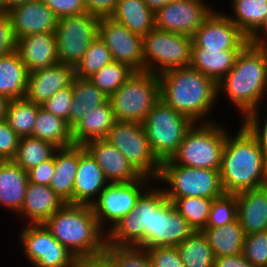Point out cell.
<instances>
[{
  "mask_svg": "<svg viewBox=\"0 0 267 267\" xmlns=\"http://www.w3.org/2000/svg\"><path fill=\"white\" fill-rule=\"evenodd\" d=\"M156 183L139 196L133 210L106 234V245L177 246L195 231L167 199L160 183Z\"/></svg>",
  "mask_w": 267,
  "mask_h": 267,
  "instance_id": "cell-1",
  "label": "cell"
},
{
  "mask_svg": "<svg viewBox=\"0 0 267 267\" xmlns=\"http://www.w3.org/2000/svg\"><path fill=\"white\" fill-rule=\"evenodd\" d=\"M239 125L235 134L227 132L222 155L220 179L227 194L267 186V162L262 148L249 130L242 123Z\"/></svg>",
  "mask_w": 267,
  "mask_h": 267,
  "instance_id": "cell-2",
  "label": "cell"
},
{
  "mask_svg": "<svg viewBox=\"0 0 267 267\" xmlns=\"http://www.w3.org/2000/svg\"><path fill=\"white\" fill-rule=\"evenodd\" d=\"M160 98L194 123L213 122L211 113L217 101V84L191 67L161 73ZM207 118V119H206Z\"/></svg>",
  "mask_w": 267,
  "mask_h": 267,
  "instance_id": "cell-3",
  "label": "cell"
},
{
  "mask_svg": "<svg viewBox=\"0 0 267 267\" xmlns=\"http://www.w3.org/2000/svg\"><path fill=\"white\" fill-rule=\"evenodd\" d=\"M243 119L267 99L265 54L249 43L237 55L234 67L217 83V99L224 94Z\"/></svg>",
  "mask_w": 267,
  "mask_h": 267,
  "instance_id": "cell-4",
  "label": "cell"
},
{
  "mask_svg": "<svg viewBox=\"0 0 267 267\" xmlns=\"http://www.w3.org/2000/svg\"><path fill=\"white\" fill-rule=\"evenodd\" d=\"M43 225L76 258L104 253L106 233L99 227L90 205L66 203Z\"/></svg>",
  "mask_w": 267,
  "mask_h": 267,
  "instance_id": "cell-5",
  "label": "cell"
},
{
  "mask_svg": "<svg viewBox=\"0 0 267 267\" xmlns=\"http://www.w3.org/2000/svg\"><path fill=\"white\" fill-rule=\"evenodd\" d=\"M218 121L194 123L185 133L173 164L220 170L228 127Z\"/></svg>",
  "mask_w": 267,
  "mask_h": 267,
  "instance_id": "cell-6",
  "label": "cell"
},
{
  "mask_svg": "<svg viewBox=\"0 0 267 267\" xmlns=\"http://www.w3.org/2000/svg\"><path fill=\"white\" fill-rule=\"evenodd\" d=\"M155 182L164 183L161 186L167 198L215 199L224 194L220 170L185 167L173 164L170 160L161 162L160 173Z\"/></svg>",
  "mask_w": 267,
  "mask_h": 267,
  "instance_id": "cell-7",
  "label": "cell"
},
{
  "mask_svg": "<svg viewBox=\"0 0 267 267\" xmlns=\"http://www.w3.org/2000/svg\"><path fill=\"white\" fill-rule=\"evenodd\" d=\"M108 99L116 120L142 123L161 99L159 76L135 72Z\"/></svg>",
  "mask_w": 267,
  "mask_h": 267,
  "instance_id": "cell-8",
  "label": "cell"
},
{
  "mask_svg": "<svg viewBox=\"0 0 267 267\" xmlns=\"http://www.w3.org/2000/svg\"><path fill=\"white\" fill-rule=\"evenodd\" d=\"M194 124L187 116L175 111L160 99L142 122L150 147L163 162L177 152L187 130Z\"/></svg>",
  "mask_w": 267,
  "mask_h": 267,
  "instance_id": "cell-9",
  "label": "cell"
},
{
  "mask_svg": "<svg viewBox=\"0 0 267 267\" xmlns=\"http://www.w3.org/2000/svg\"><path fill=\"white\" fill-rule=\"evenodd\" d=\"M144 72L190 67L192 37L154 28L143 36Z\"/></svg>",
  "mask_w": 267,
  "mask_h": 267,
  "instance_id": "cell-10",
  "label": "cell"
},
{
  "mask_svg": "<svg viewBox=\"0 0 267 267\" xmlns=\"http://www.w3.org/2000/svg\"><path fill=\"white\" fill-rule=\"evenodd\" d=\"M105 139L120 151L141 176L156 181L161 162L153 154L142 123L116 120Z\"/></svg>",
  "mask_w": 267,
  "mask_h": 267,
  "instance_id": "cell-11",
  "label": "cell"
},
{
  "mask_svg": "<svg viewBox=\"0 0 267 267\" xmlns=\"http://www.w3.org/2000/svg\"><path fill=\"white\" fill-rule=\"evenodd\" d=\"M151 182L155 181L141 176L128 183H109L91 205L99 227L107 234L120 219L133 210L139 196Z\"/></svg>",
  "mask_w": 267,
  "mask_h": 267,
  "instance_id": "cell-12",
  "label": "cell"
},
{
  "mask_svg": "<svg viewBox=\"0 0 267 267\" xmlns=\"http://www.w3.org/2000/svg\"><path fill=\"white\" fill-rule=\"evenodd\" d=\"M99 21L90 13L58 19L55 36L59 63L75 67L80 62L99 34Z\"/></svg>",
  "mask_w": 267,
  "mask_h": 267,
  "instance_id": "cell-13",
  "label": "cell"
},
{
  "mask_svg": "<svg viewBox=\"0 0 267 267\" xmlns=\"http://www.w3.org/2000/svg\"><path fill=\"white\" fill-rule=\"evenodd\" d=\"M21 227L18 235L19 248H22V254L31 266L73 267L76 257L43 224H24Z\"/></svg>",
  "mask_w": 267,
  "mask_h": 267,
  "instance_id": "cell-14",
  "label": "cell"
},
{
  "mask_svg": "<svg viewBox=\"0 0 267 267\" xmlns=\"http://www.w3.org/2000/svg\"><path fill=\"white\" fill-rule=\"evenodd\" d=\"M214 9L204 0H172L155 13V28L192 37Z\"/></svg>",
  "mask_w": 267,
  "mask_h": 267,
  "instance_id": "cell-15",
  "label": "cell"
},
{
  "mask_svg": "<svg viewBox=\"0 0 267 267\" xmlns=\"http://www.w3.org/2000/svg\"><path fill=\"white\" fill-rule=\"evenodd\" d=\"M98 35L111 51L114 61L127 64L136 72H144L142 36L112 18L100 19Z\"/></svg>",
  "mask_w": 267,
  "mask_h": 267,
  "instance_id": "cell-16",
  "label": "cell"
},
{
  "mask_svg": "<svg viewBox=\"0 0 267 267\" xmlns=\"http://www.w3.org/2000/svg\"><path fill=\"white\" fill-rule=\"evenodd\" d=\"M249 38L222 11L213 10L192 36L191 47L243 49Z\"/></svg>",
  "mask_w": 267,
  "mask_h": 267,
  "instance_id": "cell-17",
  "label": "cell"
},
{
  "mask_svg": "<svg viewBox=\"0 0 267 267\" xmlns=\"http://www.w3.org/2000/svg\"><path fill=\"white\" fill-rule=\"evenodd\" d=\"M16 39L30 34L55 33L58 18L42 0H32L7 11Z\"/></svg>",
  "mask_w": 267,
  "mask_h": 267,
  "instance_id": "cell-18",
  "label": "cell"
},
{
  "mask_svg": "<svg viewBox=\"0 0 267 267\" xmlns=\"http://www.w3.org/2000/svg\"><path fill=\"white\" fill-rule=\"evenodd\" d=\"M74 78L75 67L62 63L40 71L30 72L25 99L41 106L55 92L71 86Z\"/></svg>",
  "mask_w": 267,
  "mask_h": 267,
  "instance_id": "cell-19",
  "label": "cell"
},
{
  "mask_svg": "<svg viewBox=\"0 0 267 267\" xmlns=\"http://www.w3.org/2000/svg\"><path fill=\"white\" fill-rule=\"evenodd\" d=\"M16 51L29 73L59 63L55 33H37L20 37L16 42Z\"/></svg>",
  "mask_w": 267,
  "mask_h": 267,
  "instance_id": "cell-20",
  "label": "cell"
},
{
  "mask_svg": "<svg viewBox=\"0 0 267 267\" xmlns=\"http://www.w3.org/2000/svg\"><path fill=\"white\" fill-rule=\"evenodd\" d=\"M84 146L95 158L109 183H128L141 177L120 151L105 138L89 141Z\"/></svg>",
  "mask_w": 267,
  "mask_h": 267,
  "instance_id": "cell-21",
  "label": "cell"
},
{
  "mask_svg": "<svg viewBox=\"0 0 267 267\" xmlns=\"http://www.w3.org/2000/svg\"><path fill=\"white\" fill-rule=\"evenodd\" d=\"M109 184L95 158L80 145L79 165L74 180V204L92 205Z\"/></svg>",
  "mask_w": 267,
  "mask_h": 267,
  "instance_id": "cell-22",
  "label": "cell"
},
{
  "mask_svg": "<svg viewBox=\"0 0 267 267\" xmlns=\"http://www.w3.org/2000/svg\"><path fill=\"white\" fill-rule=\"evenodd\" d=\"M65 204L50 186L28 182L18 217L23 221L26 219L25 225L43 224Z\"/></svg>",
  "mask_w": 267,
  "mask_h": 267,
  "instance_id": "cell-23",
  "label": "cell"
},
{
  "mask_svg": "<svg viewBox=\"0 0 267 267\" xmlns=\"http://www.w3.org/2000/svg\"><path fill=\"white\" fill-rule=\"evenodd\" d=\"M80 145L57 148L50 188L65 202L74 204V180L79 165Z\"/></svg>",
  "mask_w": 267,
  "mask_h": 267,
  "instance_id": "cell-24",
  "label": "cell"
},
{
  "mask_svg": "<svg viewBox=\"0 0 267 267\" xmlns=\"http://www.w3.org/2000/svg\"><path fill=\"white\" fill-rule=\"evenodd\" d=\"M237 219L245 235L267 230V186L236 194Z\"/></svg>",
  "mask_w": 267,
  "mask_h": 267,
  "instance_id": "cell-25",
  "label": "cell"
},
{
  "mask_svg": "<svg viewBox=\"0 0 267 267\" xmlns=\"http://www.w3.org/2000/svg\"><path fill=\"white\" fill-rule=\"evenodd\" d=\"M28 182L27 172L18 164L13 160L3 161L0 164V206L17 216L23 207Z\"/></svg>",
  "mask_w": 267,
  "mask_h": 267,
  "instance_id": "cell-26",
  "label": "cell"
},
{
  "mask_svg": "<svg viewBox=\"0 0 267 267\" xmlns=\"http://www.w3.org/2000/svg\"><path fill=\"white\" fill-rule=\"evenodd\" d=\"M241 50L191 47L190 67L200 71L217 84L234 67Z\"/></svg>",
  "mask_w": 267,
  "mask_h": 267,
  "instance_id": "cell-27",
  "label": "cell"
},
{
  "mask_svg": "<svg viewBox=\"0 0 267 267\" xmlns=\"http://www.w3.org/2000/svg\"><path fill=\"white\" fill-rule=\"evenodd\" d=\"M116 122L110 101L98 105L83 117L72 129V140L75 145H85L87 142L104 139Z\"/></svg>",
  "mask_w": 267,
  "mask_h": 267,
  "instance_id": "cell-28",
  "label": "cell"
},
{
  "mask_svg": "<svg viewBox=\"0 0 267 267\" xmlns=\"http://www.w3.org/2000/svg\"><path fill=\"white\" fill-rule=\"evenodd\" d=\"M29 71L17 51L0 57V95L11 100L24 99Z\"/></svg>",
  "mask_w": 267,
  "mask_h": 267,
  "instance_id": "cell-29",
  "label": "cell"
},
{
  "mask_svg": "<svg viewBox=\"0 0 267 267\" xmlns=\"http://www.w3.org/2000/svg\"><path fill=\"white\" fill-rule=\"evenodd\" d=\"M110 18L142 37L155 28V13L143 0H118Z\"/></svg>",
  "mask_w": 267,
  "mask_h": 267,
  "instance_id": "cell-30",
  "label": "cell"
},
{
  "mask_svg": "<svg viewBox=\"0 0 267 267\" xmlns=\"http://www.w3.org/2000/svg\"><path fill=\"white\" fill-rule=\"evenodd\" d=\"M108 96L88 78L75 77L73 80V100L70 107V119L67 123L72 130L81 122L85 114L104 103Z\"/></svg>",
  "mask_w": 267,
  "mask_h": 267,
  "instance_id": "cell-31",
  "label": "cell"
},
{
  "mask_svg": "<svg viewBox=\"0 0 267 267\" xmlns=\"http://www.w3.org/2000/svg\"><path fill=\"white\" fill-rule=\"evenodd\" d=\"M215 258L242 253L245 233L237 219L224 226L202 230Z\"/></svg>",
  "mask_w": 267,
  "mask_h": 267,
  "instance_id": "cell-32",
  "label": "cell"
},
{
  "mask_svg": "<svg viewBox=\"0 0 267 267\" xmlns=\"http://www.w3.org/2000/svg\"><path fill=\"white\" fill-rule=\"evenodd\" d=\"M231 14L225 15L250 38L264 23L267 0H231Z\"/></svg>",
  "mask_w": 267,
  "mask_h": 267,
  "instance_id": "cell-33",
  "label": "cell"
},
{
  "mask_svg": "<svg viewBox=\"0 0 267 267\" xmlns=\"http://www.w3.org/2000/svg\"><path fill=\"white\" fill-rule=\"evenodd\" d=\"M32 137L48 141L57 148L74 145L72 130L69 128L67 122L47 112L42 107L38 110Z\"/></svg>",
  "mask_w": 267,
  "mask_h": 267,
  "instance_id": "cell-34",
  "label": "cell"
},
{
  "mask_svg": "<svg viewBox=\"0 0 267 267\" xmlns=\"http://www.w3.org/2000/svg\"><path fill=\"white\" fill-rule=\"evenodd\" d=\"M176 248L185 267H214V253L202 231H194Z\"/></svg>",
  "mask_w": 267,
  "mask_h": 267,
  "instance_id": "cell-35",
  "label": "cell"
},
{
  "mask_svg": "<svg viewBox=\"0 0 267 267\" xmlns=\"http://www.w3.org/2000/svg\"><path fill=\"white\" fill-rule=\"evenodd\" d=\"M41 106L24 99L11 100L8 103L5 121L19 137H32L38 110Z\"/></svg>",
  "mask_w": 267,
  "mask_h": 267,
  "instance_id": "cell-36",
  "label": "cell"
},
{
  "mask_svg": "<svg viewBox=\"0 0 267 267\" xmlns=\"http://www.w3.org/2000/svg\"><path fill=\"white\" fill-rule=\"evenodd\" d=\"M56 149L57 147L48 141L31 136L20 137L17 153L13 161L27 172L50 159Z\"/></svg>",
  "mask_w": 267,
  "mask_h": 267,
  "instance_id": "cell-37",
  "label": "cell"
},
{
  "mask_svg": "<svg viewBox=\"0 0 267 267\" xmlns=\"http://www.w3.org/2000/svg\"><path fill=\"white\" fill-rule=\"evenodd\" d=\"M167 199L172 201L175 209L185 218L195 231H202L206 227L213 199L204 197Z\"/></svg>",
  "mask_w": 267,
  "mask_h": 267,
  "instance_id": "cell-38",
  "label": "cell"
},
{
  "mask_svg": "<svg viewBox=\"0 0 267 267\" xmlns=\"http://www.w3.org/2000/svg\"><path fill=\"white\" fill-rule=\"evenodd\" d=\"M135 72L129 65L113 61L88 79L109 97Z\"/></svg>",
  "mask_w": 267,
  "mask_h": 267,
  "instance_id": "cell-39",
  "label": "cell"
},
{
  "mask_svg": "<svg viewBox=\"0 0 267 267\" xmlns=\"http://www.w3.org/2000/svg\"><path fill=\"white\" fill-rule=\"evenodd\" d=\"M113 61L111 51L98 35L89 45L80 62L75 66V77L89 78Z\"/></svg>",
  "mask_w": 267,
  "mask_h": 267,
  "instance_id": "cell-40",
  "label": "cell"
},
{
  "mask_svg": "<svg viewBox=\"0 0 267 267\" xmlns=\"http://www.w3.org/2000/svg\"><path fill=\"white\" fill-rule=\"evenodd\" d=\"M103 254L111 261L113 267H151L146 248L105 245Z\"/></svg>",
  "mask_w": 267,
  "mask_h": 267,
  "instance_id": "cell-41",
  "label": "cell"
},
{
  "mask_svg": "<svg viewBox=\"0 0 267 267\" xmlns=\"http://www.w3.org/2000/svg\"><path fill=\"white\" fill-rule=\"evenodd\" d=\"M237 220L236 194L224 193L213 199L208 222L205 228H216L224 226Z\"/></svg>",
  "mask_w": 267,
  "mask_h": 267,
  "instance_id": "cell-42",
  "label": "cell"
},
{
  "mask_svg": "<svg viewBox=\"0 0 267 267\" xmlns=\"http://www.w3.org/2000/svg\"><path fill=\"white\" fill-rule=\"evenodd\" d=\"M242 255L254 267H267V230L245 235Z\"/></svg>",
  "mask_w": 267,
  "mask_h": 267,
  "instance_id": "cell-43",
  "label": "cell"
},
{
  "mask_svg": "<svg viewBox=\"0 0 267 267\" xmlns=\"http://www.w3.org/2000/svg\"><path fill=\"white\" fill-rule=\"evenodd\" d=\"M72 100L73 82L71 86L55 92L50 99L41 105V107L47 112H50L68 123L70 119V107Z\"/></svg>",
  "mask_w": 267,
  "mask_h": 267,
  "instance_id": "cell-44",
  "label": "cell"
},
{
  "mask_svg": "<svg viewBox=\"0 0 267 267\" xmlns=\"http://www.w3.org/2000/svg\"><path fill=\"white\" fill-rule=\"evenodd\" d=\"M263 106L258 107L257 109L251 111L247 114L243 119H241L240 123H242L249 132L257 139L260 147L262 148L264 158L267 162V114L262 118L261 109ZM267 113V110H265ZM261 115V116H260ZM261 118V119H260Z\"/></svg>",
  "mask_w": 267,
  "mask_h": 267,
  "instance_id": "cell-45",
  "label": "cell"
},
{
  "mask_svg": "<svg viewBox=\"0 0 267 267\" xmlns=\"http://www.w3.org/2000/svg\"><path fill=\"white\" fill-rule=\"evenodd\" d=\"M151 267H185L176 246L146 248Z\"/></svg>",
  "mask_w": 267,
  "mask_h": 267,
  "instance_id": "cell-46",
  "label": "cell"
},
{
  "mask_svg": "<svg viewBox=\"0 0 267 267\" xmlns=\"http://www.w3.org/2000/svg\"><path fill=\"white\" fill-rule=\"evenodd\" d=\"M20 137L5 121H0V156L6 160H13L16 156Z\"/></svg>",
  "mask_w": 267,
  "mask_h": 267,
  "instance_id": "cell-47",
  "label": "cell"
},
{
  "mask_svg": "<svg viewBox=\"0 0 267 267\" xmlns=\"http://www.w3.org/2000/svg\"><path fill=\"white\" fill-rule=\"evenodd\" d=\"M59 18L87 13L84 0H42Z\"/></svg>",
  "mask_w": 267,
  "mask_h": 267,
  "instance_id": "cell-48",
  "label": "cell"
},
{
  "mask_svg": "<svg viewBox=\"0 0 267 267\" xmlns=\"http://www.w3.org/2000/svg\"><path fill=\"white\" fill-rule=\"evenodd\" d=\"M17 39L7 12L0 14V57L16 50Z\"/></svg>",
  "mask_w": 267,
  "mask_h": 267,
  "instance_id": "cell-49",
  "label": "cell"
},
{
  "mask_svg": "<svg viewBox=\"0 0 267 267\" xmlns=\"http://www.w3.org/2000/svg\"><path fill=\"white\" fill-rule=\"evenodd\" d=\"M54 175V154L53 156L27 171L28 181L33 184L49 186Z\"/></svg>",
  "mask_w": 267,
  "mask_h": 267,
  "instance_id": "cell-50",
  "label": "cell"
},
{
  "mask_svg": "<svg viewBox=\"0 0 267 267\" xmlns=\"http://www.w3.org/2000/svg\"><path fill=\"white\" fill-rule=\"evenodd\" d=\"M118 0H84L87 13L97 18H110L115 12Z\"/></svg>",
  "mask_w": 267,
  "mask_h": 267,
  "instance_id": "cell-51",
  "label": "cell"
},
{
  "mask_svg": "<svg viewBox=\"0 0 267 267\" xmlns=\"http://www.w3.org/2000/svg\"><path fill=\"white\" fill-rule=\"evenodd\" d=\"M214 267H254V265L241 253L215 258Z\"/></svg>",
  "mask_w": 267,
  "mask_h": 267,
  "instance_id": "cell-52",
  "label": "cell"
},
{
  "mask_svg": "<svg viewBox=\"0 0 267 267\" xmlns=\"http://www.w3.org/2000/svg\"><path fill=\"white\" fill-rule=\"evenodd\" d=\"M73 267H113L111 261L104 255L76 258Z\"/></svg>",
  "mask_w": 267,
  "mask_h": 267,
  "instance_id": "cell-53",
  "label": "cell"
},
{
  "mask_svg": "<svg viewBox=\"0 0 267 267\" xmlns=\"http://www.w3.org/2000/svg\"><path fill=\"white\" fill-rule=\"evenodd\" d=\"M249 44L255 48L267 47V16L264 23L259 29L249 38Z\"/></svg>",
  "mask_w": 267,
  "mask_h": 267,
  "instance_id": "cell-54",
  "label": "cell"
},
{
  "mask_svg": "<svg viewBox=\"0 0 267 267\" xmlns=\"http://www.w3.org/2000/svg\"><path fill=\"white\" fill-rule=\"evenodd\" d=\"M147 6L156 13L160 8H163L166 4L172 0H143Z\"/></svg>",
  "mask_w": 267,
  "mask_h": 267,
  "instance_id": "cell-55",
  "label": "cell"
},
{
  "mask_svg": "<svg viewBox=\"0 0 267 267\" xmlns=\"http://www.w3.org/2000/svg\"><path fill=\"white\" fill-rule=\"evenodd\" d=\"M9 99L0 95V121L5 120Z\"/></svg>",
  "mask_w": 267,
  "mask_h": 267,
  "instance_id": "cell-56",
  "label": "cell"
},
{
  "mask_svg": "<svg viewBox=\"0 0 267 267\" xmlns=\"http://www.w3.org/2000/svg\"><path fill=\"white\" fill-rule=\"evenodd\" d=\"M29 1H32V0H3L6 12L9 9H11L17 5L24 4V3H27Z\"/></svg>",
  "mask_w": 267,
  "mask_h": 267,
  "instance_id": "cell-57",
  "label": "cell"
},
{
  "mask_svg": "<svg viewBox=\"0 0 267 267\" xmlns=\"http://www.w3.org/2000/svg\"><path fill=\"white\" fill-rule=\"evenodd\" d=\"M5 7L3 0H0V14L5 13Z\"/></svg>",
  "mask_w": 267,
  "mask_h": 267,
  "instance_id": "cell-58",
  "label": "cell"
},
{
  "mask_svg": "<svg viewBox=\"0 0 267 267\" xmlns=\"http://www.w3.org/2000/svg\"><path fill=\"white\" fill-rule=\"evenodd\" d=\"M261 50H262V51L264 52V54H265L266 65H267V47L262 48Z\"/></svg>",
  "mask_w": 267,
  "mask_h": 267,
  "instance_id": "cell-59",
  "label": "cell"
},
{
  "mask_svg": "<svg viewBox=\"0 0 267 267\" xmlns=\"http://www.w3.org/2000/svg\"><path fill=\"white\" fill-rule=\"evenodd\" d=\"M4 160L1 158V156H0V164L3 162Z\"/></svg>",
  "mask_w": 267,
  "mask_h": 267,
  "instance_id": "cell-60",
  "label": "cell"
}]
</instances>
